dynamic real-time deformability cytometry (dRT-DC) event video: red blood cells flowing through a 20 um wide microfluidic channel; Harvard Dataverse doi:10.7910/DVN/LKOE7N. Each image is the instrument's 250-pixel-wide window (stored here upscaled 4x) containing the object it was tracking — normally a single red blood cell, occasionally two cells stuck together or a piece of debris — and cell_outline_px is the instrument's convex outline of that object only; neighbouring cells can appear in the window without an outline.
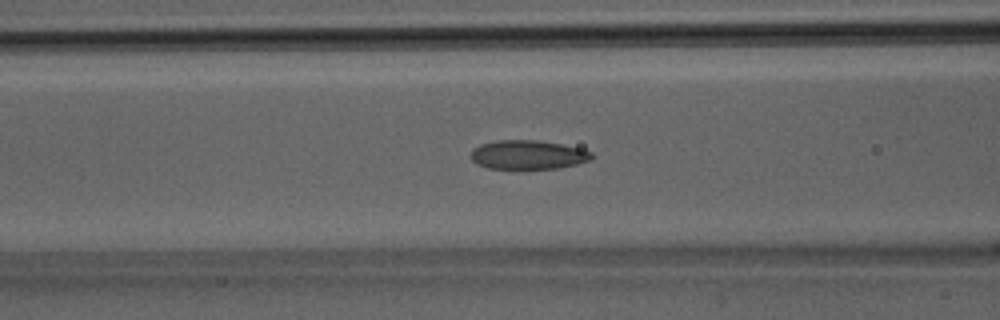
{"species": "Egyptian fruit bat (a non-hibernating species)", "species_latin": "Rousettus aegyptiacus", "temperature_condition": "room temperature", "stored_images_in_passage": 27, "camera_frame_rate_fps": 3000, "um_per_image_px": 0.085, "animal": {"sex": "male"}, "frame": {"image": 1, "passage_image": 4, "time_ms": 1.0, "image_size_px": [1000, 320], "cell_outline_px": [[596, 156], [592, 160], [560, 168], [520, 172], [488, 168], [476, 164], [472, 160], [472, 148], [480, 144], [496, 140], [536, 140], [560, 144], [580, 148], [592, 152]], "centroid_in_image_um": [44.88, 13.21], "position_along_channel_um": 121.7, "area_um2": 21.5}}
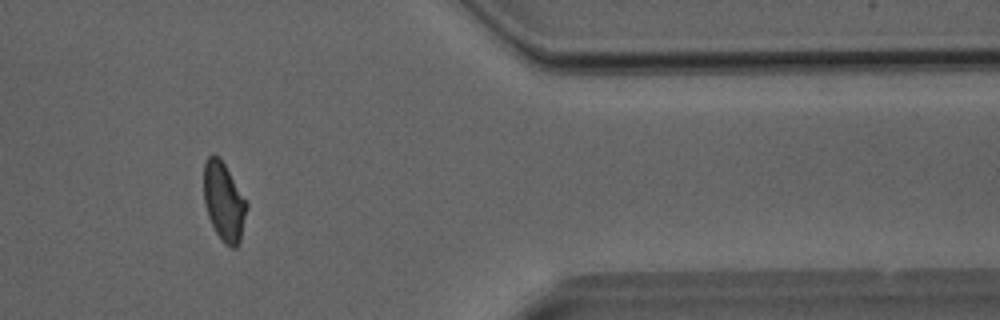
{"frame": {"image": 2, "passage_image": 20, "time_ms": 6.333, "image_size_px": [1000, 320], "cell_outline_px": [[248, 208], [240, 240], [236, 248], [232, 248], [224, 244], [220, 240], [208, 216], [204, 204], [204, 164], [208, 156], [212, 152], [224, 164], [248, 204]], "centroid_in_image_um": [19.02, 17.18], "position_along_channel_um": 392.4, "area_um2": 19.54}}
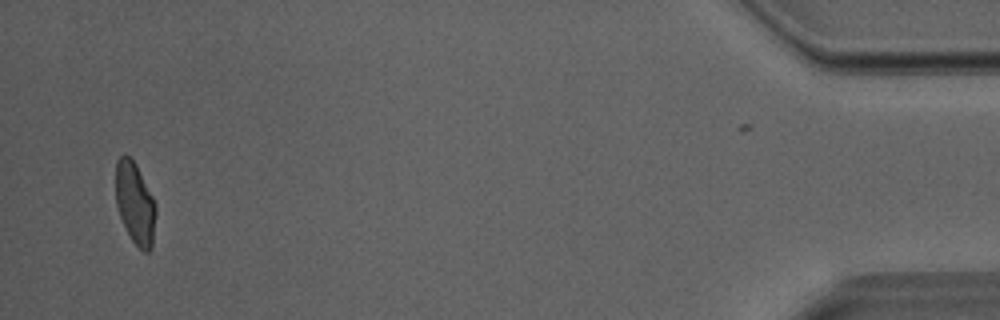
{"frame": {"image": 3, "passage_image": 25, "time_ms": 8.0, "image_size_px": [1000, 320], "cell_outline_px": [[156, 212], [152, 248], [148, 252], [144, 252], [132, 240], [120, 216], [116, 204], [116, 160], [124, 152], [136, 164], [156, 204]], "centroid_in_image_um": [11.48, 17.26], "position_along_channel_um": 423.7, "area_um2": 19.02}}